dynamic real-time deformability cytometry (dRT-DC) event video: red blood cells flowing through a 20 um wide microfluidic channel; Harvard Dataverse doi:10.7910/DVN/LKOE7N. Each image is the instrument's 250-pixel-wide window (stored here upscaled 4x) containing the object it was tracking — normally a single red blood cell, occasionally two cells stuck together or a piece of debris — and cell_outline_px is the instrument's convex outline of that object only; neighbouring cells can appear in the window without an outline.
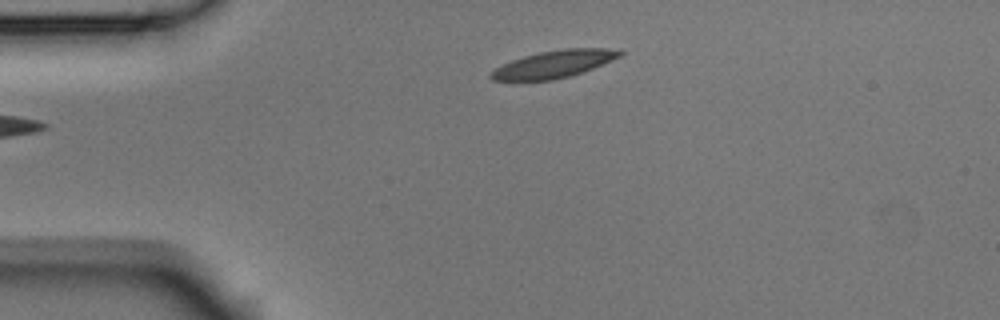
{"species": "Egyptian fruit bat (a non-hibernating species)", "species_latin": "Rousettus aegyptiacus", "temperature_condition": "room temperature", "stored_images_in_passage": 2, "camera_frame_rate_fps": 3000, "um_per_image_px": 0.085, "animal": {"sex": "male"}, "frame": {"image": 1, "passage_image": 1, "time_ms": 0.0, "image_size_px": [1000, 320], "cell_outline_px": [[624, 52], [620, 56], [612, 60], [592, 68], [568, 76], [552, 80], [492, 80], [488, 76], [488, 72], [512, 60], [524, 56], [540, 52], [564, 48], [604, 48]], "centroid_in_image_um": [47.03, 5.45], "position_along_channel_um": 38.0, "area_um2": 20.11}}